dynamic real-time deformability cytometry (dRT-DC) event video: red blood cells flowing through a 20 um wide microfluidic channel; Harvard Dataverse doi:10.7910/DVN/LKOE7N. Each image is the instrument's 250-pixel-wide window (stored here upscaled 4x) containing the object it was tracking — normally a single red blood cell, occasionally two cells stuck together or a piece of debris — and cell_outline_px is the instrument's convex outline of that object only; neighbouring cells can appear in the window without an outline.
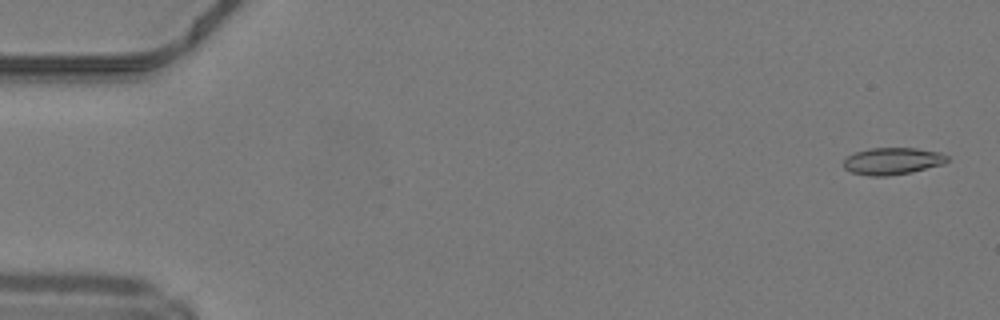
{"species": "common noctule bat (a hibernating species)", "species_latin": "Nyctalus noctula", "temperature_condition": "warm", "stored_images_in_passage": 49, "camera_frame_rate_fps": 3000, "um_per_image_px": 0.085, "animal": {"sex": "male", "body_mass_g": 19.2, "forearm_length_mm": 51.8}, "frame": {"image": 1, "passage_image": 2, "time_ms": 0.333, "image_size_px": [1000, 320], "cell_outline_px": [[948, 160], [944, 164], [912, 172], [888, 176], [868, 176], [852, 172], [844, 168], [844, 160], [848, 156], [856, 152], [868, 148], [916, 148], [940, 152], [948, 156]], "centroid_in_image_um": [75.88, 13.69], "position_along_channel_um": 9.1, "area_um2": 16.36}}
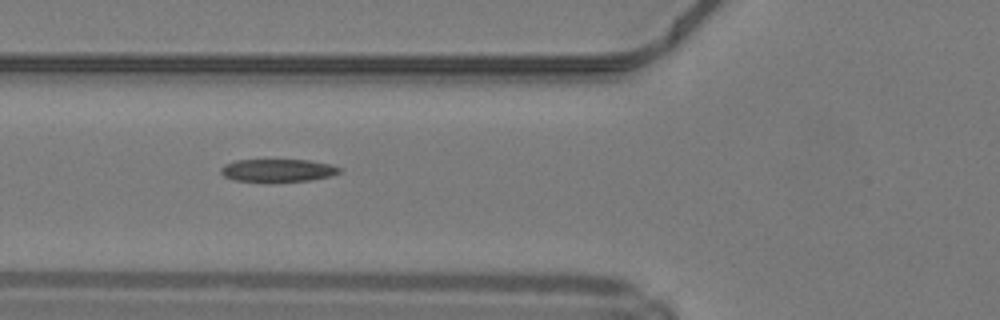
{"frame": {"image": 2, "passage_image": 19, "time_ms": 6.0, "image_size_px": [1000, 320], "cell_outline_px": [[340, 172], [332, 176], [308, 180], [272, 184], [236, 180], [224, 176], [220, 172], [220, 168], [224, 164], [236, 160], [308, 160], [332, 164], [340, 168]], "centroid_in_image_um": [23.59, 14.51], "position_along_channel_um": 102.2, "area_um2": 16.3}}
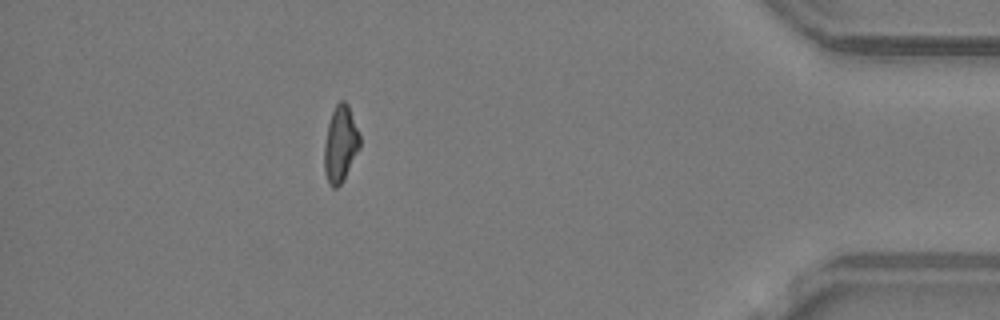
{"frame": {"image": 3, "passage_image": 44, "time_ms": 14.333, "image_size_px": [1000, 320], "cell_outline_px": [[360, 148], [344, 180], [336, 188], [332, 188], [328, 184], [324, 172], [324, 144], [328, 124], [332, 112], [336, 104], [340, 100], [344, 100], [348, 104], [360, 136]], "centroid_in_image_um": [28.93, 12.27], "position_along_channel_um": 406.3, "area_um2": 15.95}}